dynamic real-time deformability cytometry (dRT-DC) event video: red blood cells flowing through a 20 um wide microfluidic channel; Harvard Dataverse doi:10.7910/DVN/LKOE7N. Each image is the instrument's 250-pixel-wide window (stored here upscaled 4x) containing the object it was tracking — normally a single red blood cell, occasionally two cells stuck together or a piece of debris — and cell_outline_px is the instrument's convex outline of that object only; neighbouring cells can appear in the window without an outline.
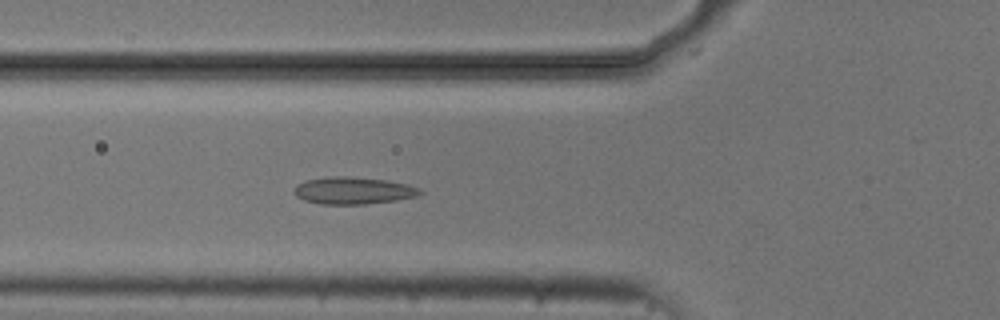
{"species": "common noctule bat (a hibernating species)", "species_latin": "Nyctalus noctula", "temperature_condition": "cold", "stored_images_in_passage": 3, "camera_frame_rate_fps": 3000, "um_per_image_px": 0.085, "animal": {"sex": "male", "body_mass_g": 20.5, "forearm_length_mm": 52.5}, "frame": {"image": 1, "passage_image": 3, "time_ms": 2.333, "image_size_px": [1000, 320], "cell_outline_px": [[424, 192], [420, 196], [396, 200], [364, 204], [320, 204], [304, 200], [296, 196], [292, 192], [296, 184], [304, 180], [332, 176], [348, 176], [388, 180], [408, 184], [420, 188]], "centroid_in_image_um": [30.03, 16.19], "position_along_channel_um": 95.8, "area_um2": 20.23}}